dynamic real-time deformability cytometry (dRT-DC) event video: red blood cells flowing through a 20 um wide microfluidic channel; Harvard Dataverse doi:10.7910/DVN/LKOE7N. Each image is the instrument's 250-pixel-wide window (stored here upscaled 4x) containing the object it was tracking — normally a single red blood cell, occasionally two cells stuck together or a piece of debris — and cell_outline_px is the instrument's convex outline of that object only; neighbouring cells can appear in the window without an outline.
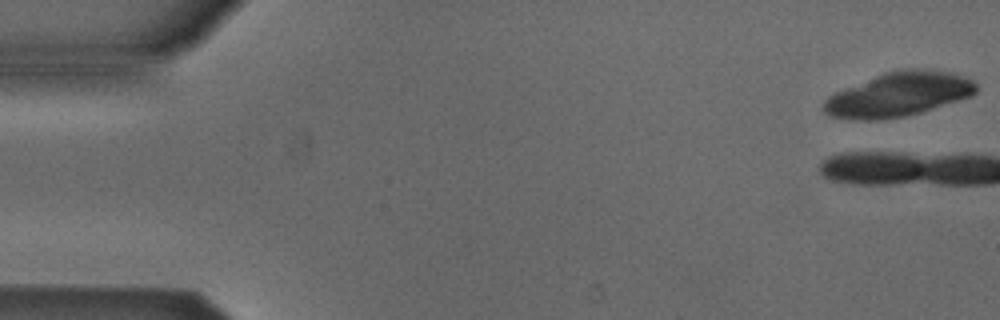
{"species": "Egyptian fruit bat (a non-hibernating species)", "species_latin": "Rousettus aegyptiacus", "temperature_condition": "cold", "stored_images_in_passage": 5, "segment_of_instrument_passage": [2, 2], "camera_frame_rate_fps": 3000, "um_per_image_px": 0.085, "animal": {"sex": "male"}, "frame": {"image": 1, "passage_image": 5, "time_ms": 1.333, "image_size_px": [1000, 320], "cell_outline_px": [[976, 92], [972, 96], [920, 112], [904, 116], [876, 120], [864, 120], [828, 116], [824, 112], [824, 100], [828, 96], [836, 92], [884, 72], [900, 68], [924, 68], [948, 72], [964, 76], [972, 80], [976, 84]], "centroid_in_image_um": [76.39, 8.01], "position_along_channel_um": 8.6, "area_um2": 39.07}}